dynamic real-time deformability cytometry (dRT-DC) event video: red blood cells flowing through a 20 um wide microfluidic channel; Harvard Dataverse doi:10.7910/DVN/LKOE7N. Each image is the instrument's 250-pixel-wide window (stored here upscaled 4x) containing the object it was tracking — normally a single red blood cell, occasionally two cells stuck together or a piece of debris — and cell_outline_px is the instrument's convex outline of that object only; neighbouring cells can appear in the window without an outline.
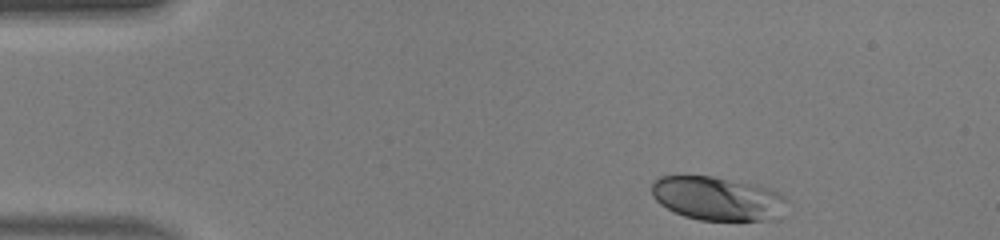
{"species": "human", "species_latin": "Homo sapiens", "temperature_condition": "warm", "stored_images_in_passage": 40, "camera_frame_rate_fps": 3000, "um_per_image_px": 0.085, "donor": {"sex": "male"}, "frame": {"image": 1, "passage_image": 1, "time_ms": 0.0, "image_size_px": [1000, 240], "cell_outline_px": [[788, 200], [784, 216], [780, 220], [700, 220], [684, 216], [660, 204], [652, 196], [652, 184], [660, 176], [712, 176], [756, 184], [768, 188], [784, 196]], "centroid_in_image_um": [61.07, 16.89], "position_along_channel_um": 23.9, "area_um2": 34.85}}
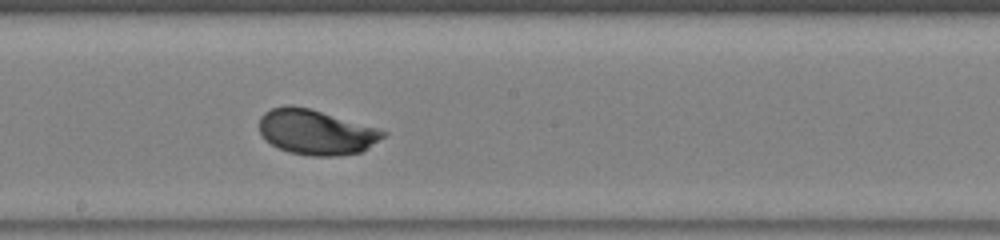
{"frame": {"image": 2, "passage_image": 20, "time_ms": 6.333, "image_size_px": [1000, 240], "cell_outline_px": [[388, 132], [384, 136], [360, 152], [340, 156], [312, 156], [288, 152], [264, 140], [260, 132], [260, 116], [264, 112], [272, 108], [288, 104], [292, 104], [308, 108], [376, 128]], "centroid_in_image_um": [26.81, 11.23], "position_along_channel_um": 221.4, "area_um2": 32.19}}
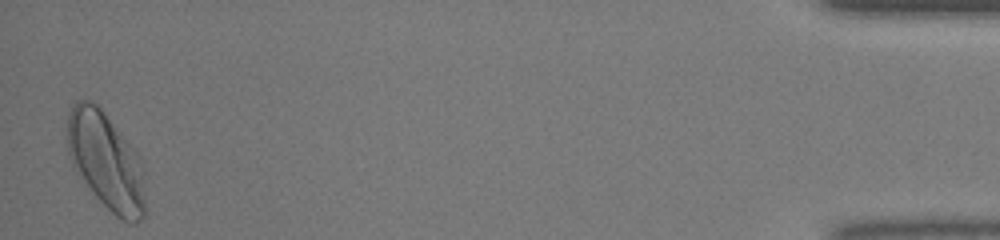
{"frame": {"image": 3, "passage_image": 40, "time_ms": 13.0, "image_size_px": [1000, 240], "cell_outline_px": [[144, 216], [140, 220], [132, 224], [128, 224], [116, 216], [96, 196], [76, 172], [68, 156], [68, 112], [72, 104], [76, 100], [92, 100], [100, 108], [136, 152], [140, 160], [144, 200]], "centroid_in_image_um": [8.97, 13.69], "position_along_channel_um": 426.2, "area_um2": 43.35}, "authors_computed_cell_mechanics": {"area_um2": 32.3969, "velocity_mm_per_s": 4.4181, "shape_relaxation_time_tau1_ms": 1.884, "shape_relaxation_time_tau2_ms": null, "deformation_change_tau1": 0.1331, "deformation_change_tau2": null}}